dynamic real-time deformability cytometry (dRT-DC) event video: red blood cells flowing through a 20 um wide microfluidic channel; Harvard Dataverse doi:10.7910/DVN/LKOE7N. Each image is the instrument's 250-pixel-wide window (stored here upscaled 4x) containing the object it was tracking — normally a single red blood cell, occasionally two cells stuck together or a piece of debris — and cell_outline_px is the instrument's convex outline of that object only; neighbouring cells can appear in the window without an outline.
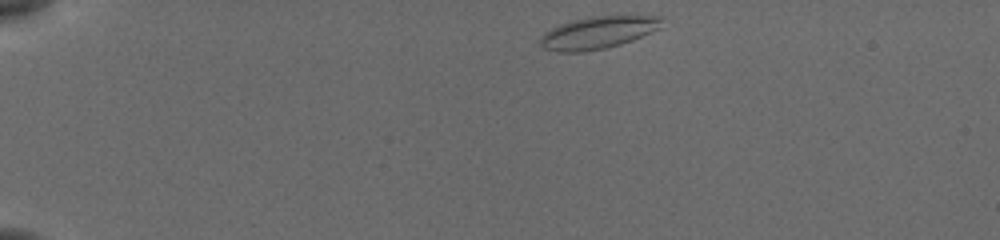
{"species": "common noctule bat (a hibernating species)", "species_latin": "Nyctalus noctula", "temperature_condition": "cold", "stored_images_in_passage": 44, "camera_frame_rate_fps": 3000, "um_per_image_px": 0.085, "animal": {"sex": "female", "body_mass_g": 19.5, "forearm_length_mm": 54.1}, "frame": {"image": 1, "passage_image": 1, "time_ms": 0.0, "image_size_px": [1000, 240], "cell_outline_px": [[664, 28], [632, 40], [620, 44], [604, 48], [580, 52], [556, 52], [544, 48], [540, 44], [540, 36], [544, 32], [568, 20], [592, 16], [664, 16]], "centroid_in_image_um": [50.87, 2.75], "position_along_channel_um": 34.1, "area_um2": 23.24}}
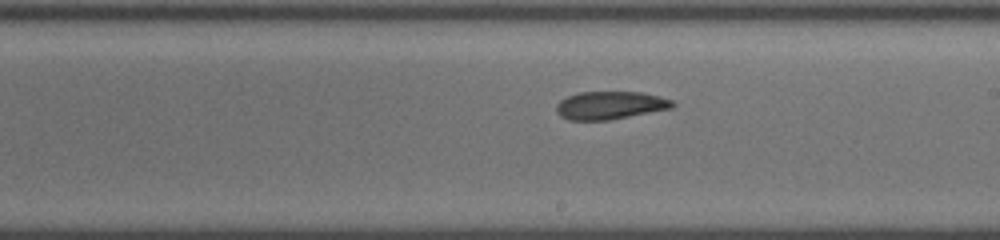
{"frame": {"image": 2, "passage_image": 23, "time_ms": 7.333, "image_size_px": [1000, 240], "cell_outline_px": [[676, 104], [672, 108], [608, 120], [568, 120], [560, 116], [556, 112], [556, 104], [560, 100], [568, 96], [580, 92], [640, 92], [660, 96], [672, 100]], "centroid_in_image_um": [51.84, 8.95], "position_along_channel_um": 237.2, "area_um2": 18.9}}
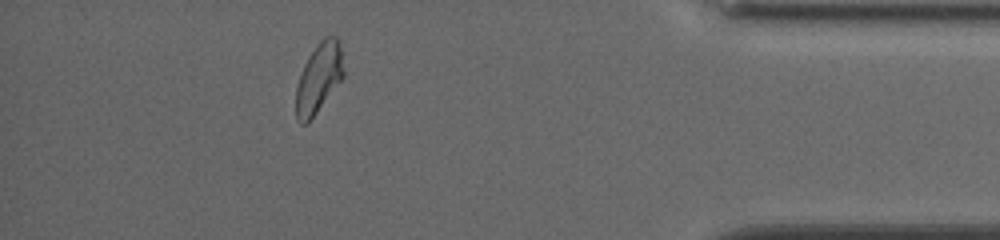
{"frame": {"image": 3, "passage_image": 39, "time_ms": 12.667, "image_size_px": [1000, 240], "cell_outline_px": [[344, 76], [308, 124], [300, 124], [296, 120], [296, 88], [304, 64], [308, 56], [316, 44], [324, 36], [336, 36], [340, 40], [344, 72]], "centroid_in_image_um": [27.1, 6.62], "position_along_channel_um": 408.1, "area_um2": 19.54}, "authors_computed_cell_mechanics": {"area_um2": 19.5075, "velocity_mm_per_s": 3.8491, "shape_relaxation_time_tau1_ms": 5.3441, "shape_relaxation_time_tau2_ms": 2.2053, "deformation_change_tau1": 0.1426, "deformation_change_tau2": 0.069}}